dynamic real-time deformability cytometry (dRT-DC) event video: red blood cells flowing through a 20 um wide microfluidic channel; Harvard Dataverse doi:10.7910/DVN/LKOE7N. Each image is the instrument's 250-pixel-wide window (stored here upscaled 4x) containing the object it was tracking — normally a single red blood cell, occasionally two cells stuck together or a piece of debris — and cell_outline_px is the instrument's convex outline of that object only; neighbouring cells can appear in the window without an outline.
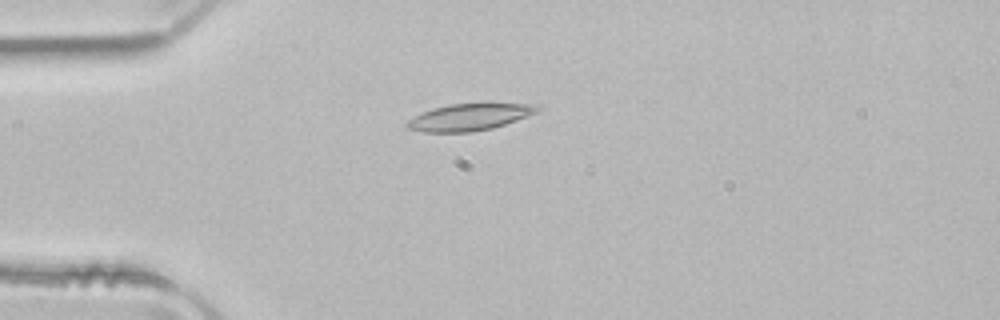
{"species": "common noctule bat (a hibernating species)", "species_latin": "Nyctalus noctula", "temperature_condition": "room temperature", "stored_images_in_passage": 45, "camera_frame_rate_fps": 3000, "um_per_image_px": 0.085, "animal": {"sex": "male", "body_mass_g": 21.5, "forearm_length_mm": 52.0}, "frame": {"image": 1, "passage_image": 7, "time_ms": 2.0, "image_size_px": [1000, 320], "cell_outline_px": [[544, 108], [540, 112], [492, 128], [472, 132], [424, 132], [408, 128], [404, 124], [408, 120], [420, 112], [432, 108], [448, 104], [484, 100], [488, 100], [540, 104]], "centroid_in_image_um": [40.04, 9.87], "position_along_channel_um": 45.0, "area_um2": 21.85}}
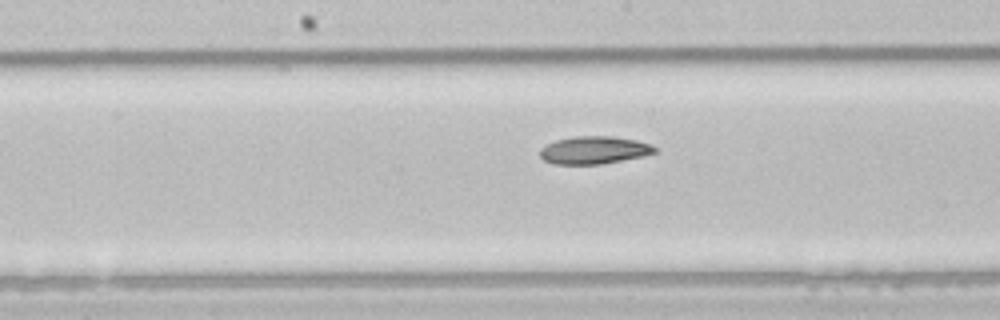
{"frame": {"image": 2, "passage_image": 20, "time_ms": 6.333, "image_size_px": [1000, 320], "cell_outline_px": [[656, 152], [644, 156], [600, 164], [552, 164], [544, 160], [540, 156], [540, 148], [556, 140], [572, 136], [612, 136], [636, 140], [652, 144], [656, 148]], "centroid_in_image_um": [50.5, 12.75], "position_along_channel_um": 197.7, "area_um2": 18.55}}
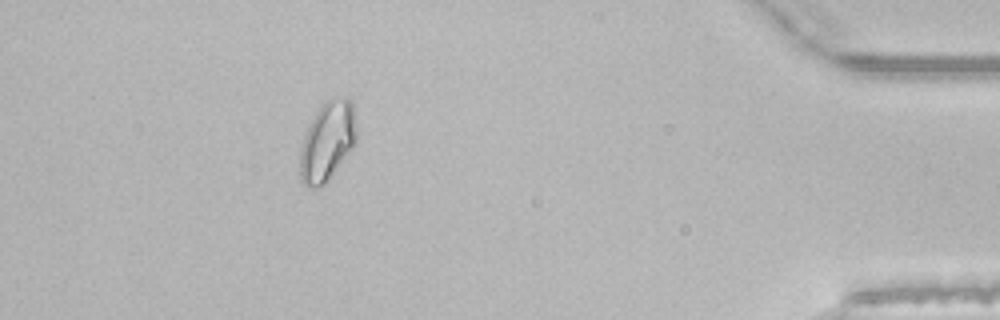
{"frame": {"image": 3, "passage_image": 40, "time_ms": 13.0, "image_size_px": [1000, 320], "cell_outline_px": [[356, 144], [328, 180], [324, 184], [316, 188], [308, 188], [300, 180], [300, 148], [304, 132], [316, 112], [324, 100], [332, 96], [348, 96], [352, 100], [356, 128]], "centroid_in_image_um": [27.82, 11.97], "position_along_channel_um": 407.4, "area_um2": 26.65}, "authors_computed_cell_mechanics": {"area_um2": 19.8832, "velocity_mm_per_s": 3.9573, "shape_relaxation_time_tau1_ms": 7.5499, "shape_relaxation_time_tau2_ms": 9.6649, "deformation_change_tau1": 0.1662, "deformation_change_tau2": 0.1431}}